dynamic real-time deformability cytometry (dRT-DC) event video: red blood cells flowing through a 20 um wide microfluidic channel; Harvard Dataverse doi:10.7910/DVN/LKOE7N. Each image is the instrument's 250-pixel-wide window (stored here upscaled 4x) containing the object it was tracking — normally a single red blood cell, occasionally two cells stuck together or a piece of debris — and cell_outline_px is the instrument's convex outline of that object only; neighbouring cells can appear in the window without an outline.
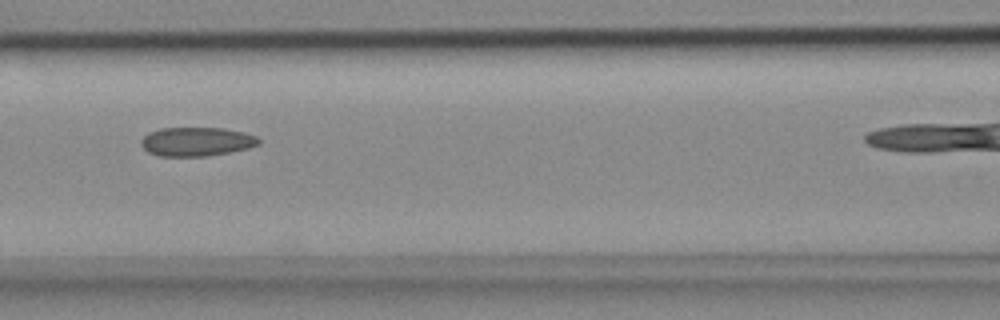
{"species": "common noctule bat (a hibernating species)", "species_latin": "Nyctalus noctula", "temperature_condition": "cold", "stored_images_in_passage": 8, "camera_frame_rate_fps": 3000, "um_per_image_px": 0.085, "animal": {"sex": "female", "body_mass_g": 18.4}, "frame": {"image": 1, "passage_image": 5, "time_ms": 1.333, "image_size_px": [1000, 320], "cell_outline_px": [[260, 144], [248, 148], [228, 152], [204, 156], [160, 156], [148, 152], [140, 144], [140, 140], [148, 132], [160, 128], [224, 128], [244, 132], [256, 136], [260, 140]], "centroid_in_image_um": [16.69, 12.03], "position_along_channel_um": 149.9, "area_um2": 19.83}}